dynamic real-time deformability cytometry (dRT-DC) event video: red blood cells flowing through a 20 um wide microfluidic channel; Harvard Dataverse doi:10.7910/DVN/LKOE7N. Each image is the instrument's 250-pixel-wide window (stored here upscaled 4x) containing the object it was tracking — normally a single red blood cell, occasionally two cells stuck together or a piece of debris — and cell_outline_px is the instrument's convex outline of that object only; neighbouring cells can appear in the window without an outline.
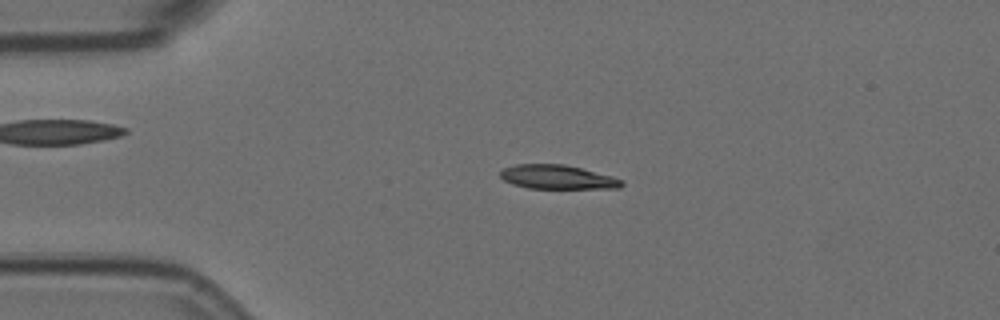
{"species": "Egyptian fruit bat (a non-hibernating species)", "species_latin": "Rousettus aegyptiacus", "temperature_condition": "room temperature", "stored_images_in_passage": 56, "camera_frame_rate_fps": 3000, "um_per_image_px": 0.085, "animal": {"sex": "female"}, "frame": {"image": 1, "passage_image": 12, "time_ms": 3.667, "image_size_px": [1000, 320], "cell_outline_px": [[624, 184], [620, 188], [528, 188], [512, 184], [504, 180], [500, 176], [500, 172], [504, 168], [516, 164], [564, 164], [612, 176], [624, 180]], "centroid_in_image_um": [47.39, 15.05], "position_along_channel_um": 37.6, "area_um2": 16.94}}
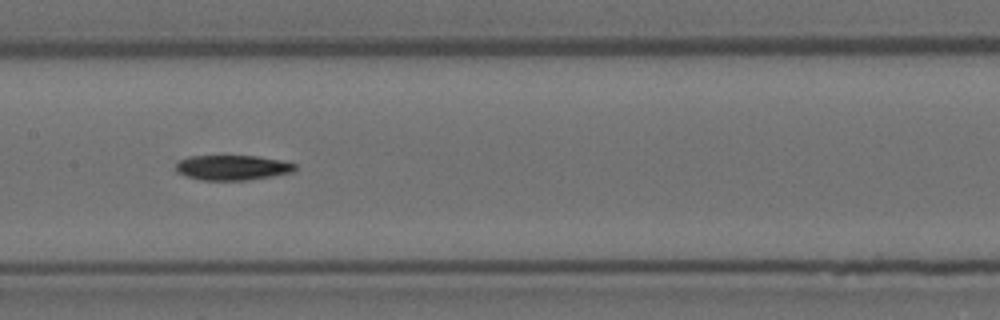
{"frame": {"image": 2, "passage_image": 27, "time_ms": 8.667, "image_size_px": [1000, 320], "cell_outline_px": [[296, 168], [292, 172], [272, 176], [248, 180], [200, 180], [184, 176], [176, 172], [176, 164], [180, 160], [188, 156], [256, 156], [280, 160], [296, 164]], "centroid_in_image_um": [19.72, 14.25], "position_along_channel_um": 187.7, "area_um2": 17.4}}
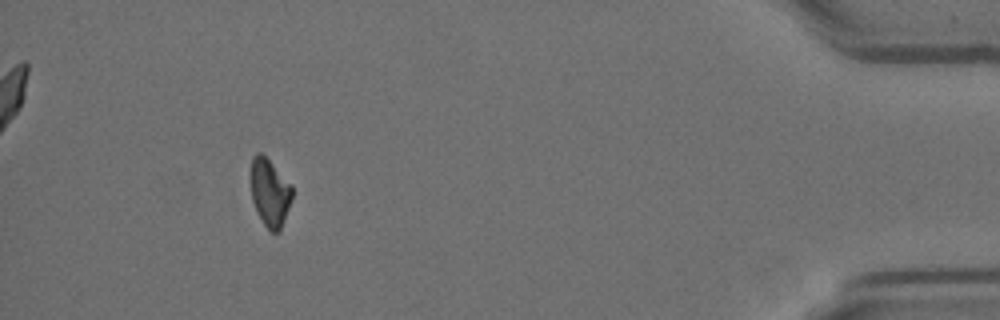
{"frame": {"image": 3, "passage_image": 51, "time_ms": 16.667, "image_size_px": [1000, 320], "cell_outline_px": [[292, 196], [284, 220], [280, 228], [276, 232], [272, 232], [264, 224], [252, 200], [248, 176], [252, 156], [256, 152], [260, 152], [292, 184]], "centroid_in_image_um": [22.88, 16.29], "position_along_channel_um": 412.3, "area_um2": 16.36}, "authors_computed_cell_mechanics": {"area_um2": 17.2533, "velocity_mm_per_s": 3.5999, "shape_relaxation_time_tau1_ms": 10.1987, "shape_relaxation_time_tau2_ms": null, "deformation_change_tau1": 0.1929, "deformation_change_tau2": null}}